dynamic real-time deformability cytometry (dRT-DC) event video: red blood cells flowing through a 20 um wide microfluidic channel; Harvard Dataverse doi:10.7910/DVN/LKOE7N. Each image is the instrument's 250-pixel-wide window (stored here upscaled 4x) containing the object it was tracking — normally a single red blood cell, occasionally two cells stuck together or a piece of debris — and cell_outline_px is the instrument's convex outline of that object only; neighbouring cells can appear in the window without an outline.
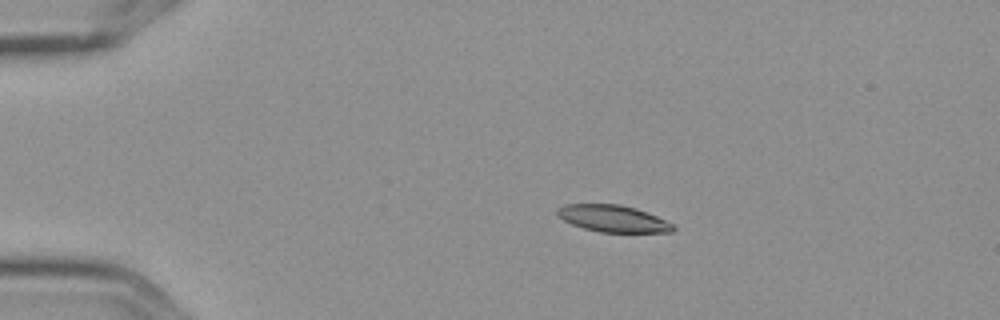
{"species": "Egyptian fruit bat (a non-hibernating species)", "species_latin": "Rousettus aegyptiacus", "temperature_condition": "cold", "stored_images_in_passage": 7, "camera_frame_rate_fps": 3000, "um_per_image_px": 0.085, "frame": {"image": 1, "passage_image": 3, "time_ms": 0.667, "image_size_px": [1000, 320], "cell_outline_px": [[676, 228], [672, 232], [600, 232], [584, 228], [572, 224], [564, 220], [556, 212], [556, 208], [564, 204], [620, 204], [636, 208], [656, 216], [672, 224]], "centroid_in_image_um": [52.09, 18.57], "position_along_channel_um": 32.9, "area_um2": 17.98}}
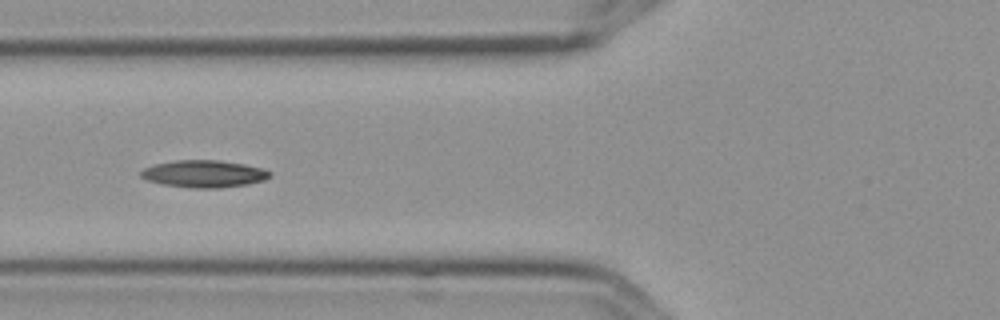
{"frame": {"image": 2, "passage_image": 6, "time_ms": 1.667, "image_size_px": [1000, 320], "cell_outline_px": [[272, 176], [264, 180], [248, 184], [220, 188], [192, 188], [160, 184], [148, 180], [140, 176], [140, 172], [144, 168], [156, 164], [176, 160], [216, 160], [244, 164], [260, 168], [272, 172]], "centroid_in_image_um": [17.34, 14.78], "position_along_channel_um": 108.5, "area_um2": 20.4}}
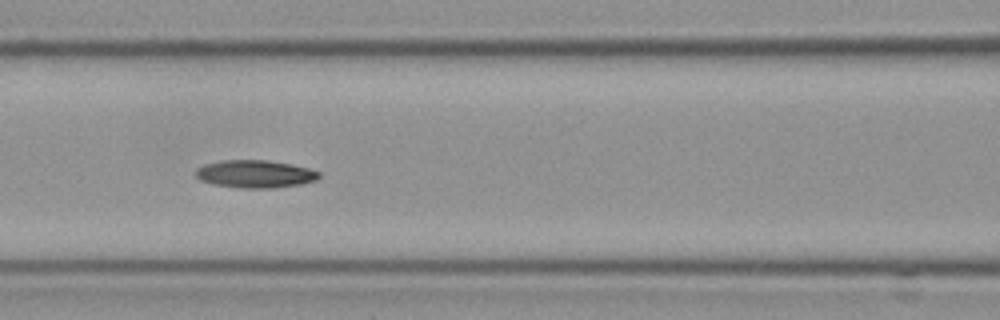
{"frame": {"image": 3, "passage_image": 7, "time_ms": 2.0, "image_size_px": [1000, 320], "cell_outline_px": [[320, 176], [316, 180], [300, 184], [276, 188], [240, 188], [212, 184], [200, 180], [196, 176], [196, 168], [204, 164], [224, 160], [268, 160], [292, 164], [308, 168], [320, 172]], "centroid_in_image_um": [21.68, 14.79], "position_along_channel_um": 144.9, "area_um2": 20.0}}